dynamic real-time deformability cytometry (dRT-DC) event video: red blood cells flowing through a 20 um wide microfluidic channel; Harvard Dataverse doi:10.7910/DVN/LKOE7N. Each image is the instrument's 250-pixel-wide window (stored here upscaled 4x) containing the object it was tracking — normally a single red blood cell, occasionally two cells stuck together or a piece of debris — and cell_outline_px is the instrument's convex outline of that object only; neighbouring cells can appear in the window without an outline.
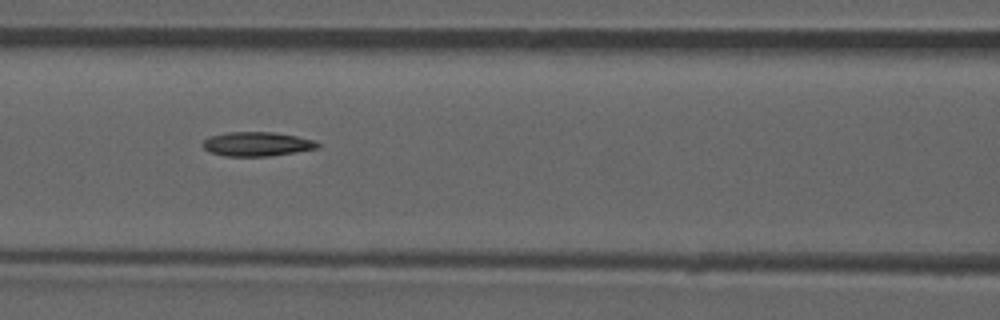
{"species": "common noctule bat (a hibernating species)", "species_latin": "Nyctalus noctula", "temperature_condition": "room temperature", "stored_images_in_passage": 53, "camera_frame_rate_fps": 3000, "um_per_image_px": 0.085, "animal": {"sex": "male", "forearm_length_mm": 52.5}, "frame": {"image": 1, "passage_image": 23, "time_ms": 7.333, "image_size_px": [1000, 320], "cell_outline_px": [[320, 144], [316, 148], [296, 152], [268, 156], [224, 156], [212, 152], [204, 148], [204, 140], [208, 136], [228, 132], [272, 132], [296, 136], [316, 140]], "centroid_in_image_um": [21.85, 12.24], "position_along_channel_um": 144.7, "area_um2": 16.07}}